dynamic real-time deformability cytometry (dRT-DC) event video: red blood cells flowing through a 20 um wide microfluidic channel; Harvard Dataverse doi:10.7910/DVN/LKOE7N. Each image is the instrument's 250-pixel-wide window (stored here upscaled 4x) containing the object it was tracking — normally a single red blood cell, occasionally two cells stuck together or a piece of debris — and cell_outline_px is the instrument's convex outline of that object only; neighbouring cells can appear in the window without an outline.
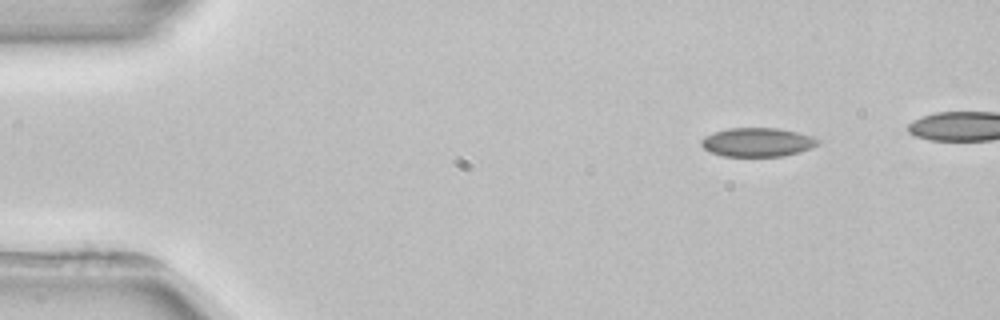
{"species": "common noctule bat (a hibernating species)", "species_latin": "Nyctalus noctula", "temperature_condition": "room temperature", "stored_images_in_passage": 4, "camera_frame_rate_fps": 3000, "um_per_image_px": 0.085, "animal": {"sex": "female", "body_mass_g": 22.7, "forearm_length_mm": 54.2}, "frame": {"image": 1, "passage_image": 1, "time_ms": 0.0, "image_size_px": [1000, 320], "cell_outline_px": [[820, 144], [784, 156], [724, 156], [712, 152], [704, 148], [700, 144], [700, 140], [704, 136], [712, 132], [728, 128], [780, 128], [812, 136], [820, 140]], "centroid_in_image_um": [64.35, 12.07], "position_along_channel_um": 20.7, "area_um2": 19.54}}